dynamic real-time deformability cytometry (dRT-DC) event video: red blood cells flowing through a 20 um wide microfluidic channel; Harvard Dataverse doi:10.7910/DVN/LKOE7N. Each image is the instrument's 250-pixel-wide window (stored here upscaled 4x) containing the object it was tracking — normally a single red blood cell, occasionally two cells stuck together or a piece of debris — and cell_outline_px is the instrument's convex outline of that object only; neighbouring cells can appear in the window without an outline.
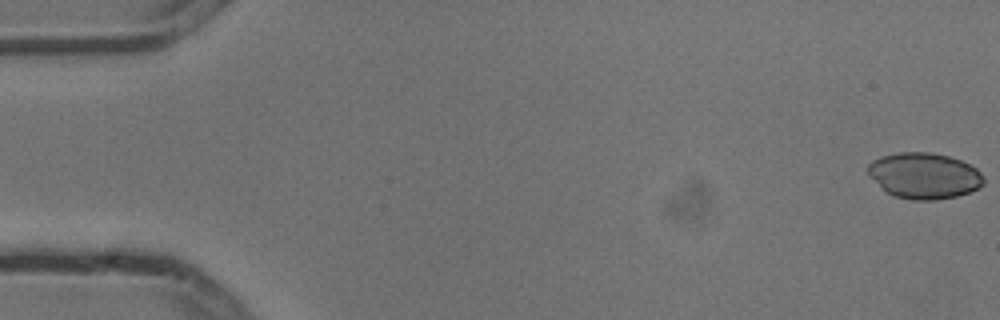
{"species": "common noctule bat (a hibernating species)", "species_latin": "Nyctalus noctula", "temperature_condition": "cold", "stored_images_in_passage": 5, "camera_frame_rate_fps": 3000, "um_per_image_px": 0.085, "animal": {"sex": "male", "body_mass_g": 13.3}, "frame": {"image": 1, "passage_image": 1, "time_ms": 0.0, "image_size_px": [1000, 320], "cell_outline_px": [[984, 184], [980, 188], [956, 196], [936, 200], [912, 200], [892, 196], [880, 188], [868, 176], [868, 164], [872, 160], [880, 156], [900, 152], [928, 152], [948, 156], [960, 160], [976, 168], [984, 176]], "centroid_in_image_um": [78.52, 14.94], "position_along_channel_um": 6.5, "area_um2": 31.33}}